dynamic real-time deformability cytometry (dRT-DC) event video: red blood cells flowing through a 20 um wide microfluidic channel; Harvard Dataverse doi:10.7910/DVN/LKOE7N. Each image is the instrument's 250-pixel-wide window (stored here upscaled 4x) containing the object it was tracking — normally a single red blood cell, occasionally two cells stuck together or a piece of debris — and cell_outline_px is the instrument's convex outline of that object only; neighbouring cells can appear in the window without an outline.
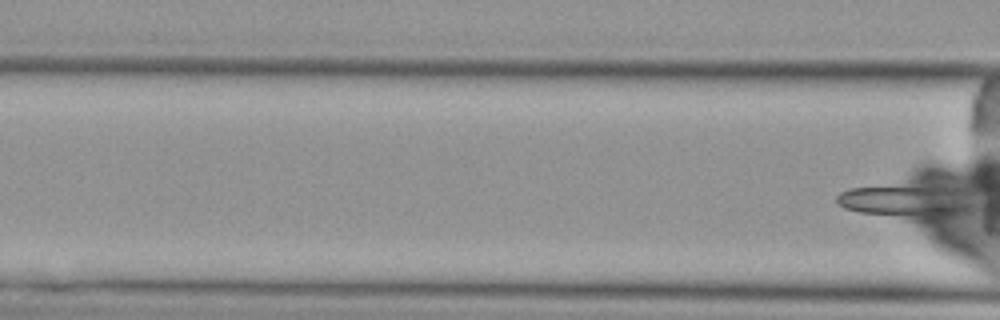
{"species": "Egyptian fruit bat (a non-hibernating species)", "species_latin": "Rousettus aegyptiacus", "temperature_condition": "cold", "stored_images_in_passage": 8, "camera_frame_rate_fps": 3000, "um_per_image_px": 0.085, "animal": {"sex": "female"}, "frame": {"image": 1, "passage_image": 8, "time_ms": 9.667, "image_size_px": [1000, 320], "cell_outline_px": [[972, 208], [968, 212], [952, 216], [932, 220], [904, 220], [860, 212], [844, 208], [836, 200], [836, 196], [840, 192], [848, 188], [932, 168], [944, 168], [952, 172], [972, 204]], "centroid_in_image_um": [77.33, 16.71], "position_along_channel_um": 89.3, "area_um2": 35.37}}